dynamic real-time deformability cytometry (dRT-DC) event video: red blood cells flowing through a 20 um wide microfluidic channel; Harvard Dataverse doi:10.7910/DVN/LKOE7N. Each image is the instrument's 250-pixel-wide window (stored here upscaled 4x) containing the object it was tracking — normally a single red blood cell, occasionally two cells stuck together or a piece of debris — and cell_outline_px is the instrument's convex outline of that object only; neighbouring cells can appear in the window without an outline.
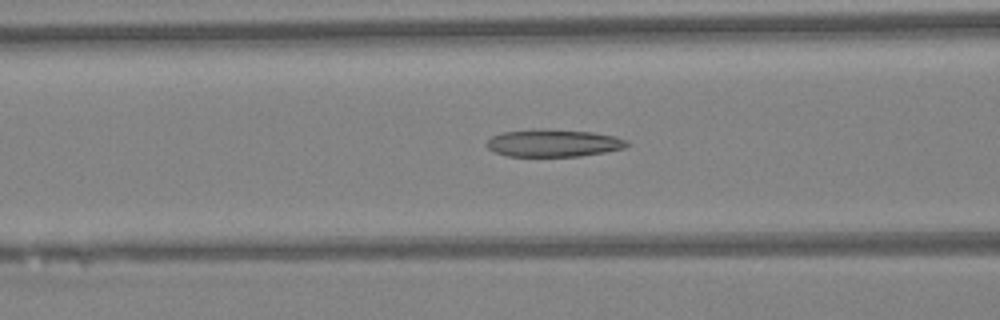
{"species": "Egyptian fruit bat (a non-hibernating species)", "species_latin": "Rousettus aegyptiacus", "temperature_condition": "warm", "stored_images_in_passage": 43, "camera_frame_rate_fps": 3000, "um_per_image_px": 0.085, "animal": {"sex": "female"}, "frame": {"image": 1, "passage_image": 15, "time_ms": 4.667, "image_size_px": [1000, 320], "cell_outline_px": [[628, 144], [624, 148], [604, 152], [580, 156], [508, 156], [496, 152], [488, 148], [488, 140], [492, 136], [500, 132], [592, 132], [616, 136], [628, 140]], "centroid_in_image_um": [47.1, 12.21], "position_along_channel_um": 119.5, "area_um2": 21.1}}
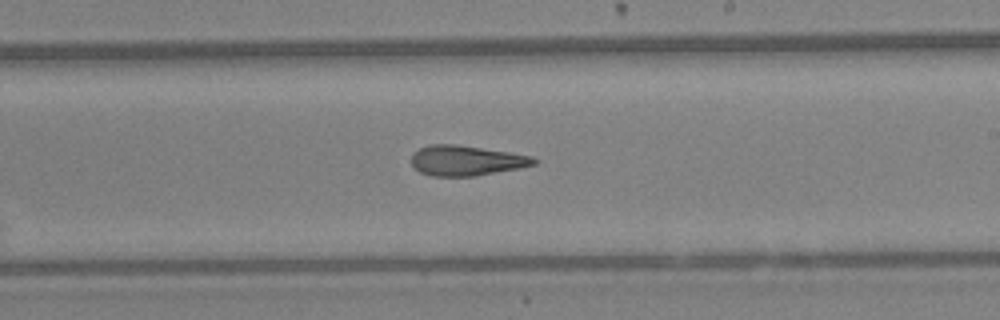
{"frame": {"image": 2, "passage_image": 24, "time_ms": 7.667, "image_size_px": [1000, 320], "cell_outline_px": [[540, 160], [536, 164], [520, 168], [476, 176], [432, 176], [420, 172], [412, 164], [412, 152], [420, 148], [432, 144], [456, 144], [508, 152], [532, 156]], "centroid_in_image_um": [39.65, 13.65], "position_along_channel_um": 249.3, "area_um2": 21.56}}
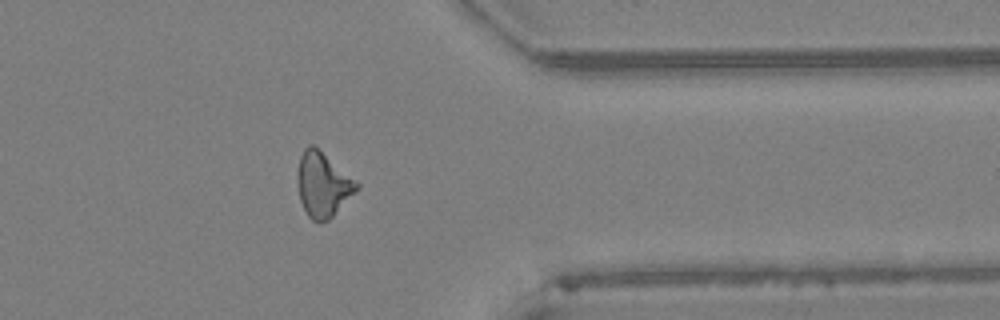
{"frame": {"image": 3, "passage_image": 34, "time_ms": 11.0, "image_size_px": [1000, 320], "cell_outline_px": [[360, 188], [328, 220], [320, 224], [312, 220], [308, 216], [300, 200], [296, 180], [296, 176], [300, 156], [304, 148], [308, 144], [312, 144], [360, 184]], "centroid_in_image_um": [27.42, 15.71], "position_along_channel_um": 384.0, "area_um2": 22.2}, "authors_computed_cell_mechanics": {"area_um2": 22.1374, "velocity_mm_per_s": 4.3752, "shape_relaxation_time_tau1_ms": null, "shape_relaxation_time_tau2_ms": 4.2745, "deformation_change_tau1": null, "deformation_change_tau2": 0.1591}}